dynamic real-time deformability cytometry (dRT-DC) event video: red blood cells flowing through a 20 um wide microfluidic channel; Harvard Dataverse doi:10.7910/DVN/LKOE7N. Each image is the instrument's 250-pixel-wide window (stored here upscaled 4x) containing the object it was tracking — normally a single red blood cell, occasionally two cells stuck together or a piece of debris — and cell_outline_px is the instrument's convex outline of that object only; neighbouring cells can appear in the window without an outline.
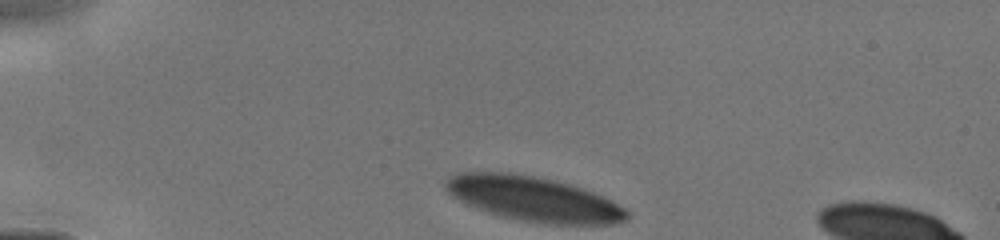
{"species": "human", "species_latin": "Homo sapiens", "temperature_condition": "cold", "stored_images_in_passage": 6, "camera_frame_rate_fps": 3000, "um_per_image_px": 0.085, "donor": {"sex": "male"}, "frame": {"image": 1, "passage_image": 1, "time_ms": 0.0, "image_size_px": [1000, 240], "cell_outline_px": [[632, 216], [628, 220], [612, 224], [548, 224], [524, 220], [504, 216], [468, 204], [452, 196], [444, 188], [444, 184], [452, 176], [460, 172], [508, 172], [532, 176], [552, 180], [584, 188], [612, 200], [624, 208]], "centroid_in_image_um": [45.42, 16.9], "position_along_channel_um": 39.6, "area_um2": 46.64}}
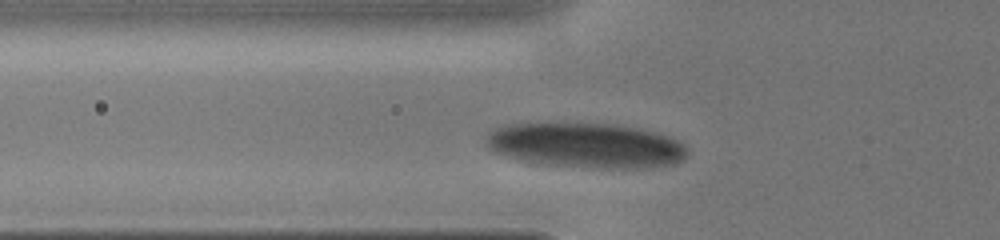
{"frame": {"image": 2, "passage_image": 5, "time_ms": 2.0, "image_size_px": [1000, 240], "cell_outline_px": [[688, 156], [684, 160], [676, 164], [636, 168], [608, 168], [548, 164], [524, 160], [504, 156], [492, 152], [484, 144], [484, 140], [488, 132], [492, 128], [504, 124], [524, 120], [580, 120], [616, 124], [636, 128], [668, 136], [684, 144], [688, 148]], "centroid_in_image_um": [49.68, 12.27], "position_along_channel_um": 76.1, "area_um2": 55.03}}